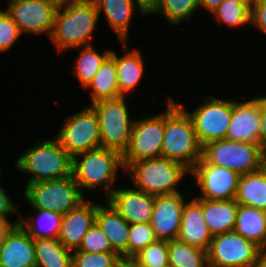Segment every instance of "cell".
<instances>
[{
  "instance_id": "1",
  "label": "cell",
  "mask_w": 266,
  "mask_h": 267,
  "mask_svg": "<svg viewBox=\"0 0 266 267\" xmlns=\"http://www.w3.org/2000/svg\"><path fill=\"white\" fill-rule=\"evenodd\" d=\"M99 14L93 0H64L58 7L52 33L49 37L56 54L92 45L98 30Z\"/></svg>"
},
{
  "instance_id": "2",
  "label": "cell",
  "mask_w": 266,
  "mask_h": 267,
  "mask_svg": "<svg viewBox=\"0 0 266 267\" xmlns=\"http://www.w3.org/2000/svg\"><path fill=\"white\" fill-rule=\"evenodd\" d=\"M122 170L125 173L122 155L104 147L90 149L72 157V176L82 193L87 190L89 193L98 191L101 194L103 191L104 200L117 187L116 182L119 181Z\"/></svg>"
},
{
  "instance_id": "3",
  "label": "cell",
  "mask_w": 266,
  "mask_h": 267,
  "mask_svg": "<svg viewBox=\"0 0 266 267\" xmlns=\"http://www.w3.org/2000/svg\"><path fill=\"white\" fill-rule=\"evenodd\" d=\"M165 104L161 157L181 163L191 170L202 158L203 147L186 111L169 94Z\"/></svg>"
},
{
  "instance_id": "4",
  "label": "cell",
  "mask_w": 266,
  "mask_h": 267,
  "mask_svg": "<svg viewBox=\"0 0 266 267\" xmlns=\"http://www.w3.org/2000/svg\"><path fill=\"white\" fill-rule=\"evenodd\" d=\"M52 138V139H51ZM37 139L31 146L23 148L19 157L15 159V168L18 172L29 175L30 183L51 181L66 178L72 175V157L54 137Z\"/></svg>"
},
{
  "instance_id": "5",
  "label": "cell",
  "mask_w": 266,
  "mask_h": 267,
  "mask_svg": "<svg viewBox=\"0 0 266 267\" xmlns=\"http://www.w3.org/2000/svg\"><path fill=\"white\" fill-rule=\"evenodd\" d=\"M124 175L134 188L161 196L182 192L179 187L190 177V170L181 163L160 157L133 162L125 168Z\"/></svg>"
},
{
  "instance_id": "6",
  "label": "cell",
  "mask_w": 266,
  "mask_h": 267,
  "mask_svg": "<svg viewBox=\"0 0 266 267\" xmlns=\"http://www.w3.org/2000/svg\"><path fill=\"white\" fill-rule=\"evenodd\" d=\"M127 98L129 97L121 96L102 99L90 105L99 119L101 147L117 151L121 155L128 148L136 119L132 118Z\"/></svg>"
},
{
  "instance_id": "7",
  "label": "cell",
  "mask_w": 266,
  "mask_h": 267,
  "mask_svg": "<svg viewBox=\"0 0 266 267\" xmlns=\"http://www.w3.org/2000/svg\"><path fill=\"white\" fill-rule=\"evenodd\" d=\"M22 189V197L33 209H46L65 215L84 202L83 194L73 176L62 179L30 183Z\"/></svg>"
},
{
  "instance_id": "8",
  "label": "cell",
  "mask_w": 266,
  "mask_h": 267,
  "mask_svg": "<svg viewBox=\"0 0 266 267\" xmlns=\"http://www.w3.org/2000/svg\"><path fill=\"white\" fill-rule=\"evenodd\" d=\"M202 158L208 164L243 175L262 169L266 163V152L260 144L221 139L204 145Z\"/></svg>"
},
{
  "instance_id": "9",
  "label": "cell",
  "mask_w": 266,
  "mask_h": 267,
  "mask_svg": "<svg viewBox=\"0 0 266 267\" xmlns=\"http://www.w3.org/2000/svg\"><path fill=\"white\" fill-rule=\"evenodd\" d=\"M200 99L198 105L195 103L196 107L192 106V111L183 102L177 103L190 116L197 139L203 147L209 142L226 138L232 116V98H219L211 93Z\"/></svg>"
},
{
  "instance_id": "10",
  "label": "cell",
  "mask_w": 266,
  "mask_h": 267,
  "mask_svg": "<svg viewBox=\"0 0 266 267\" xmlns=\"http://www.w3.org/2000/svg\"><path fill=\"white\" fill-rule=\"evenodd\" d=\"M63 116L54 137L73 157L90 149L101 147L100 127L97 113L87 105L75 113Z\"/></svg>"
},
{
  "instance_id": "11",
  "label": "cell",
  "mask_w": 266,
  "mask_h": 267,
  "mask_svg": "<svg viewBox=\"0 0 266 267\" xmlns=\"http://www.w3.org/2000/svg\"><path fill=\"white\" fill-rule=\"evenodd\" d=\"M59 0H8L6 12L18 26L20 33L50 37Z\"/></svg>"
},
{
  "instance_id": "12",
  "label": "cell",
  "mask_w": 266,
  "mask_h": 267,
  "mask_svg": "<svg viewBox=\"0 0 266 267\" xmlns=\"http://www.w3.org/2000/svg\"><path fill=\"white\" fill-rule=\"evenodd\" d=\"M161 111L134 121L128 148L122 155L124 168L136 161L161 157L164 110Z\"/></svg>"
},
{
  "instance_id": "13",
  "label": "cell",
  "mask_w": 266,
  "mask_h": 267,
  "mask_svg": "<svg viewBox=\"0 0 266 267\" xmlns=\"http://www.w3.org/2000/svg\"><path fill=\"white\" fill-rule=\"evenodd\" d=\"M261 247L230 231L214 235L207 250L209 267H254Z\"/></svg>"
},
{
  "instance_id": "14",
  "label": "cell",
  "mask_w": 266,
  "mask_h": 267,
  "mask_svg": "<svg viewBox=\"0 0 266 267\" xmlns=\"http://www.w3.org/2000/svg\"><path fill=\"white\" fill-rule=\"evenodd\" d=\"M240 174L213 164L201 158L190 170L191 181L194 180L200 191L195 198L207 200L235 199Z\"/></svg>"
},
{
  "instance_id": "15",
  "label": "cell",
  "mask_w": 266,
  "mask_h": 267,
  "mask_svg": "<svg viewBox=\"0 0 266 267\" xmlns=\"http://www.w3.org/2000/svg\"><path fill=\"white\" fill-rule=\"evenodd\" d=\"M248 99H232V116L227 140L259 144L261 92Z\"/></svg>"
},
{
  "instance_id": "16",
  "label": "cell",
  "mask_w": 266,
  "mask_h": 267,
  "mask_svg": "<svg viewBox=\"0 0 266 267\" xmlns=\"http://www.w3.org/2000/svg\"><path fill=\"white\" fill-rule=\"evenodd\" d=\"M125 185L119 184L105 200L129 224L150 223L155 208V196L132 185Z\"/></svg>"
},
{
  "instance_id": "17",
  "label": "cell",
  "mask_w": 266,
  "mask_h": 267,
  "mask_svg": "<svg viewBox=\"0 0 266 267\" xmlns=\"http://www.w3.org/2000/svg\"><path fill=\"white\" fill-rule=\"evenodd\" d=\"M188 194L178 192L174 194L155 196L151 226L159 240L171 241L178 238L182 211Z\"/></svg>"
},
{
  "instance_id": "18",
  "label": "cell",
  "mask_w": 266,
  "mask_h": 267,
  "mask_svg": "<svg viewBox=\"0 0 266 267\" xmlns=\"http://www.w3.org/2000/svg\"><path fill=\"white\" fill-rule=\"evenodd\" d=\"M100 203L89 197L63 215L58 239L67 249L75 251L79 248L84 236L95 223V214Z\"/></svg>"
},
{
  "instance_id": "19",
  "label": "cell",
  "mask_w": 266,
  "mask_h": 267,
  "mask_svg": "<svg viewBox=\"0 0 266 267\" xmlns=\"http://www.w3.org/2000/svg\"><path fill=\"white\" fill-rule=\"evenodd\" d=\"M129 41L120 42L124 50L120 55L114 51V61L116 64V72L118 77V87L121 96L132 95L135 90L139 89L142 80L146 75V65L144 54L137 48L128 49L130 46Z\"/></svg>"
},
{
  "instance_id": "20",
  "label": "cell",
  "mask_w": 266,
  "mask_h": 267,
  "mask_svg": "<svg viewBox=\"0 0 266 267\" xmlns=\"http://www.w3.org/2000/svg\"><path fill=\"white\" fill-rule=\"evenodd\" d=\"M212 237L203 218L202 198L189 197L182 211L181 227L177 239L207 251Z\"/></svg>"
},
{
  "instance_id": "21",
  "label": "cell",
  "mask_w": 266,
  "mask_h": 267,
  "mask_svg": "<svg viewBox=\"0 0 266 267\" xmlns=\"http://www.w3.org/2000/svg\"><path fill=\"white\" fill-rule=\"evenodd\" d=\"M98 10L99 19L101 16L109 25L110 29L116 34L119 42L129 40V33L132 21L136 18V10L138 15L145 17L136 7L132 0H93ZM135 12V14H134Z\"/></svg>"
},
{
  "instance_id": "22",
  "label": "cell",
  "mask_w": 266,
  "mask_h": 267,
  "mask_svg": "<svg viewBox=\"0 0 266 267\" xmlns=\"http://www.w3.org/2000/svg\"><path fill=\"white\" fill-rule=\"evenodd\" d=\"M0 267H36L34 240L19 224L0 247Z\"/></svg>"
},
{
  "instance_id": "23",
  "label": "cell",
  "mask_w": 266,
  "mask_h": 267,
  "mask_svg": "<svg viewBox=\"0 0 266 267\" xmlns=\"http://www.w3.org/2000/svg\"><path fill=\"white\" fill-rule=\"evenodd\" d=\"M102 202L97 206L95 223L109 239L112 249L127 259L130 224L106 200Z\"/></svg>"
},
{
  "instance_id": "24",
  "label": "cell",
  "mask_w": 266,
  "mask_h": 267,
  "mask_svg": "<svg viewBox=\"0 0 266 267\" xmlns=\"http://www.w3.org/2000/svg\"><path fill=\"white\" fill-rule=\"evenodd\" d=\"M238 205L234 199H202L203 218L212 236L233 231Z\"/></svg>"
},
{
  "instance_id": "25",
  "label": "cell",
  "mask_w": 266,
  "mask_h": 267,
  "mask_svg": "<svg viewBox=\"0 0 266 267\" xmlns=\"http://www.w3.org/2000/svg\"><path fill=\"white\" fill-rule=\"evenodd\" d=\"M86 94L89 95L87 105L102 100L114 99L121 97L118 87V77L116 72V64L114 61V51L105 59L100 66L94 78L84 88Z\"/></svg>"
},
{
  "instance_id": "26",
  "label": "cell",
  "mask_w": 266,
  "mask_h": 267,
  "mask_svg": "<svg viewBox=\"0 0 266 267\" xmlns=\"http://www.w3.org/2000/svg\"><path fill=\"white\" fill-rule=\"evenodd\" d=\"M30 216L20 213L19 225L33 239L58 238L63 215L46 209H32Z\"/></svg>"
},
{
  "instance_id": "27",
  "label": "cell",
  "mask_w": 266,
  "mask_h": 267,
  "mask_svg": "<svg viewBox=\"0 0 266 267\" xmlns=\"http://www.w3.org/2000/svg\"><path fill=\"white\" fill-rule=\"evenodd\" d=\"M238 204L266 211V167L240 176L234 199Z\"/></svg>"
},
{
  "instance_id": "28",
  "label": "cell",
  "mask_w": 266,
  "mask_h": 267,
  "mask_svg": "<svg viewBox=\"0 0 266 267\" xmlns=\"http://www.w3.org/2000/svg\"><path fill=\"white\" fill-rule=\"evenodd\" d=\"M233 230L262 247L266 241V211L239 204Z\"/></svg>"
},
{
  "instance_id": "29",
  "label": "cell",
  "mask_w": 266,
  "mask_h": 267,
  "mask_svg": "<svg viewBox=\"0 0 266 267\" xmlns=\"http://www.w3.org/2000/svg\"><path fill=\"white\" fill-rule=\"evenodd\" d=\"M95 45H86L74 48L79 51L75 57L74 65L71 67L73 75L79 81L83 89L91 82L96 75L102 63L111 54L112 49L105 48L102 51H97Z\"/></svg>"
},
{
  "instance_id": "30",
  "label": "cell",
  "mask_w": 266,
  "mask_h": 267,
  "mask_svg": "<svg viewBox=\"0 0 266 267\" xmlns=\"http://www.w3.org/2000/svg\"><path fill=\"white\" fill-rule=\"evenodd\" d=\"M36 267H72L73 251L58 238L34 240Z\"/></svg>"
},
{
  "instance_id": "31",
  "label": "cell",
  "mask_w": 266,
  "mask_h": 267,
  "mask_svg": "<svg viewBox=\"0 0 266 267\" xmlns=\"http://www.w3.org/2000/svg\"><path fill=\"white\" fill-rule=\"evenodd\" d=\"M169 267H209L207 251L178 239L168 241Z\"/></svg>"
},
{
  "instance_id": "32",
  "label": "cell",
  "mask_w": 266,
  "mask_h": 267,
  "mask_svg": "<svg viewBox=\"0 0 266 267\" xmlns=\"http://www.w3.org/2000/svg\"><path fill=\"white\" fill-rule=\"evenodd\" d=\"M215 18L214 22L219 25L233 29H243V27L251 26L252 10L238 0H224L219 7L210 14ZM247 25V26H246Z\"/></svg>"
},
{
  "instance_id": "33",
  "label": "cell",
  "mask_w": 266,
  "mask_h": 267,
  "mask_svg": "<svg viewBox=\"0 0 266 267\" xmlns=\"http://www.w3.org/2000/svg\"><path fill=\"white\" fill-rule=\"evenodd\" d=\"M199 10V0H160L157 10L152 15H160L173 27H179L184 21H192Z\"/></svg>"
},
{
  "instance_id": "34",
  "label": "cell",
  "mask_w": 266,
  "mask_h": 267,
  "mask_svg": "<svg viewBox=\"0 0 266 267\" xmlns=\"http://www.w3.org/2000/svg\"><path fill=\"white\" fill-rule=\"evenodd\" d=\"M155 230L151 223L130 224L127 245V259H132L142 249L151 243L158 241Z\"/></svg>"
},
{
  "instance_id": "35",
  "label": "cell",
  "mask_w": 266,
  "mask_h": 267,
  "mask_svg": "<svg viewBox=\"0 0 266 267\" xmlns=\"http://www.w3.org/2000/svg\"><path fill=\"white\" fill-rule=\"evenodd\" d=\"M132 260L139 267H169L168 241L158 240L137 253Z\"/></svg>"
},
{
  "instance_id": "36",
  "label": "cell",
  "mask_w": 266,
  "mask_h": 267,
  "mask_svg": "<svg viewBox=\"0 0 266 267\" xmlns=\"http://www.w3.org/2000/svg\"><path fill=\"white\" fill-rule=\"evenodd\" d=\"M122 257L116 252L73 251L72 267H117Z\"/></svg>"
},
{
  "instance_id": "37",
  "label": "cell",
  "mask_w": 266,
  "mask_h": 267,
  "mask_svg": "<svg viewBox=\"0 0 266 267\" xmlns=\"http://www.w3.org/2000/svg\"><path fill=\"white\" fill-rule=\"evenodd\" d=\"M18 26L12 20L6 10L0 8V54L7 53L20 41L22 38ZM1 56V55H0Z\"/></svg>"
},
{
  "instance_id": "38",
  "label": "cell",
  "mask_w": 266,
  "mask_h": 267,
  "mask_svg": "<svg viewBox=\"0 0 266 267\" xmlns=\"http://www.w3.org/2000/svg\"><path fill=\"white\" fill-rule=\"evenodd\" d=\"M75 251L90 253L115 252L110 245L109 239L96 223L92 225L79 248Z\"/></svg>"
},
{
  "instance_id": "39",
  "label": "cell",
  "mask_w": 266,
  "mask_h": 267,
  "mask_svg": "<svg viewBox=\"0 0 266 267\" xmlns=\"http://www.w3.org/2000/svg\"><path fill=\"white\" fill-rule=\"evenodd\" d=\"M4 187L0 184V218L11 219L12 217L13 219V215H16V219H20V207L12 200L10 192Z\"/></svg>"
},
{
  "instance_id": "40",
  "label": "cell",
  "mask_w": 266,
  "mask_h": 267,
  "mask_svg": "<svg viewBox=\"0 0 266 267\" xmlns=\"http://www.w3.org/2000/svg\"><path fill=\"white\" fill-rule=\"evenodd\" d=\"M251 25L266 35V0H258L252 9ZM256 27V28H255Z\"/></svg>"
},
{
  "instance_id": "41",
  "label": "cell",
  "mask_w": 266,
  "mask_h": 267,
  "mask_svg": "<svg viewBox=\"0 0 266 267\" xmlns=\"http://www.w3.org/2000/svg\"><path fill=\"white\" fill-rule=\"evenodd\" d=\"M259 144L266 152V94H261V117L259 127Z\"/></svg>"
},
{
  "instance_id": "42",
  "label": "cell",
  "mask_w": 266,
  "mask_h": 267,
  "mask_svg": "<svg viewBox=\"0 0 266 267\" xmlns=\"http://www.w3.org/2000/svg\"><path fill=\"white\" fill-rule=\"evenodd\" d=\"M136 7L139 9L145 17H149L150 14H153L160 3V0H132Z\"/></svg>"
},
{
  "instance_id": "43",
  "label": "cell",
  "mask_w": 266,
  "mask_h": 267,
  "mask_svg": "<svg viewBox=\"0 0 266 267\" xmlns=\"http://www.w3.org/2000/svg\"><path fill=\"white\" fill-rule=\"evenodd\" d=\"M20 219H5L0 218V247L5 242L8 234L12 231V229L19 224Z\"/></svg>"
},
{
  "instance_id": "44",
  "label": "cell",
  "mask_w": 266,
  "mask_h": 267,
  "mask_svg": "<svg viewBox=\"0 0 266 267\" xmlns=\"http://www.w3.org/2000/svg\"><path fill=\"white\" fill-rule=\"evenodd\" d=\"M224 0H199L200 10L208 11L212 14Z\"/></svg>"
},
{
  "instance_id": "45",
  "label": "cell",
  "mask_w": 266,
  "mask_h": 267,
  "mask_svg": "<svg viewBox=\"0 0 266 267\" xmlns=\"http://www.w3.org/2000/svg\"><path fill=\"white\" fill-rule=\"evenodd\" d=\"M254 267H266V253L260 250Z\"/></svg>"
},
{
  "instance_id": "46",
  "label": "cell",
  "mask_w": 266,
  "mask_h": 267,
  "mask_svg": "<svg viewBox=\"0 0 266 267\" xmlns=\"http://www.w3.org/2000/svg\"><path fill=\"white\" fill-rule=\"evenodd\" d=\"M117 267H139L132 259H122Z\"/></svg>"
},
{
  "instance_id": "47",
  "label": "cell",
  "mask_w": 266,
  "mask_h": 267,
  "mask_svg": "<svg viewBox=\"0 0 266 267\" xmlns=\"http://www.w3.org/2000/svg\"><path fill=\"white\" fill-rule=\"evenodd\" d=\"M240 3L246 5L247 7H249L251 10L253 9V7L256 5L258 0H238Z\"/></svg>"
},
{
  "instance_id": "48",
  "label": "cell",
  "mask_w": 266,
  "mask_h": 267,
  "mask_svg": "<svg viewBox=\"0 0 266 267\" xmlns=\"http://www.w3.org/2000/svg\"><path fill=\"white\" fill-rule=\"evenodd\" d=\"M1 167H2V165H0V181H1L2 177L4 176L3 173H5L2 171L3 168H1Z\"/></svg>"
},
{
  "instance_id": "49",
  "label": "cell",
  "mask_w": 266,
  "mask_h": 267,
  "mask_svg": "<svg viewBox=\"0 0 266 267\" xmlns=\"http://www.w3.org/2000/svg\"><path fill=\"white\" fill-rule=\"evenodd\" d=\"M261 250L266 253V241L264 242V244L261 247Z\"/></svg>"
}]
</instances>
